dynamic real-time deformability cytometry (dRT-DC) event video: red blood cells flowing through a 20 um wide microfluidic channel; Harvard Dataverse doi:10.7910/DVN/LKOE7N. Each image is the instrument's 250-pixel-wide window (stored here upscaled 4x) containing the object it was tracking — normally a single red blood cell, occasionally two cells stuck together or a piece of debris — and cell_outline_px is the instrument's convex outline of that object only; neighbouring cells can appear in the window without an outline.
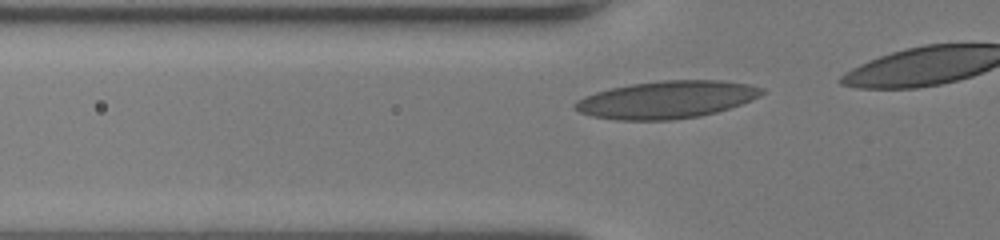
{"species": "human", "species_latin": "Homo sapiens", "temperature_condition": "room temperature", "stored_images_in_passage": 11, "camera_frame_rate_fps": 3000, "um_per_image_px": 0.085, "donor": {"sex": "female"}, "frame": {"image": 1, "passage_image": 5, "time_ms": 1.333, "image_size_px": [1000, 240], "cell_outline_px": [[764, 92], [760, 96], [740, 104], [716, 112], [700, 116], [672, 120], [616, 120], [592, 116], [580, 112], [572, 108], [572, 104], [576, 100], [584, 96], [596, 92], [612, 88], [632, 84], [664, 80], [720, 80], [748, 84], [764, 88]], "centroid_in_image_um": [56.63, 8.47], "position_along_channel_um": 69.2, "area_um2": 40.75}}
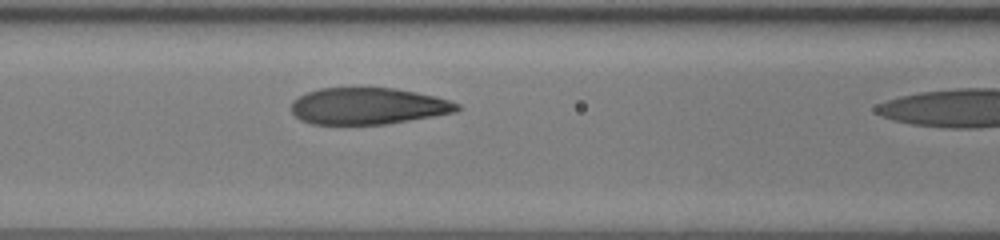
{"frame": {"image": 2, "passage_image": 10, "time_ms": 3.0, "image_size_px": [1000, 240], "cell_outline_px": [[460, 108], [456, 112], [384, 124], [312, 124], [300, 120], [292, 112], [292, 100], [308, 92], [320, 88], [396, 88], [436, 96], [460, 104]], "centroid_in_image_um": [31.28, 9.01], "position_along_channel_um": 135.3, "area_um2": 35.2}}